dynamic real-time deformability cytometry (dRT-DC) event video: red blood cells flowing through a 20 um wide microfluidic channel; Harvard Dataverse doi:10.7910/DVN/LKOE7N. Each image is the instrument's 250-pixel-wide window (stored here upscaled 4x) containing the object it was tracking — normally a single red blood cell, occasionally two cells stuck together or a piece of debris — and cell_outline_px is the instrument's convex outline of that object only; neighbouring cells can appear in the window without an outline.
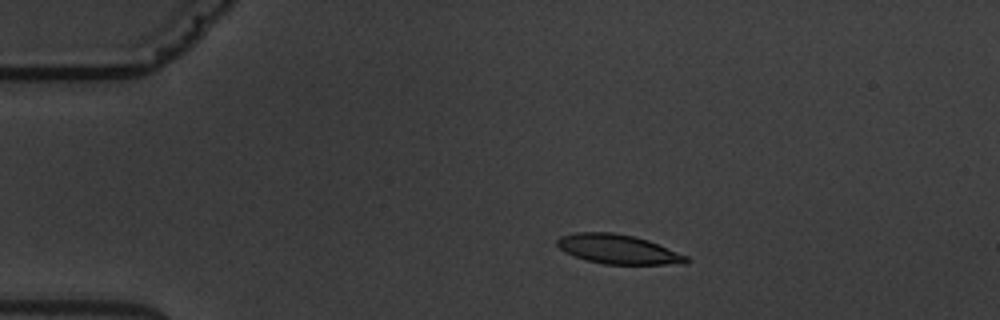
{"species": "common noctule bat (a hibernating species)", "species_latin": "Nyctalus noctula", "temperature_condition": "warm", "stored_images_in_passage": 7, "camera_frame_rate_fps": 3000, "um_per_image_px": 0.085, "animal": {"sex": "male", "body_mass_g": 19.5, "forearm_length_mm": 54.6}, "frame": {"image": 1, "passage_image": 4, "time_ms": 3.333, "image_size_px": [1000, 320], "cell_outline_px": [[692, 260], [688, 264], [604, 264], [588, 260], [564, 252], [556, 244], [556, 240], [560, 236], [576, 232], [612, 232], [632, 236], [648, 240], [688, 256]], "centroid_in_image_um": [52.56, 21.19], "position_along_channel_um": 32.4, "area_um2": 22.08}}
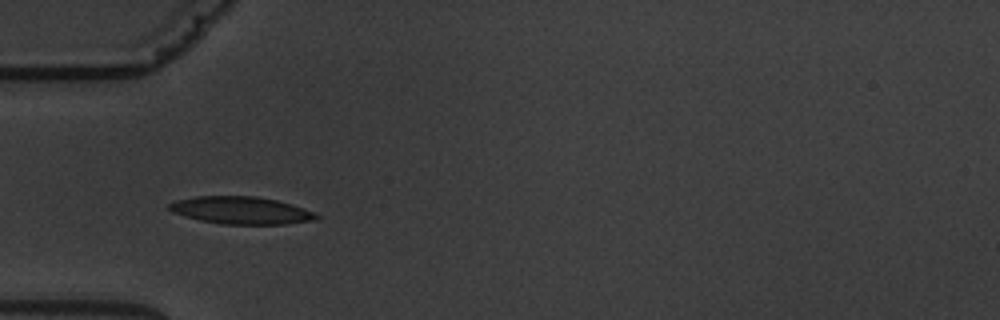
{"frame": {"image": 2, "passage_image": 6, "time_ms": 5.667, "image_size_px": [1000, 320], "cell_outline_px": [[320, 216], [316, 220], [284, 224], [224, 224], [200, 220], [184, 216], [172, 212], [168, 208], [168, 204], [176, 200], [196, 196], [256, 196], [276, 200], [292, 204], [304, 208]], "centroid_in_image_um": [20.48, 17.88], "position_along_channel_um": 64.5, "area_um2": 23.47}}